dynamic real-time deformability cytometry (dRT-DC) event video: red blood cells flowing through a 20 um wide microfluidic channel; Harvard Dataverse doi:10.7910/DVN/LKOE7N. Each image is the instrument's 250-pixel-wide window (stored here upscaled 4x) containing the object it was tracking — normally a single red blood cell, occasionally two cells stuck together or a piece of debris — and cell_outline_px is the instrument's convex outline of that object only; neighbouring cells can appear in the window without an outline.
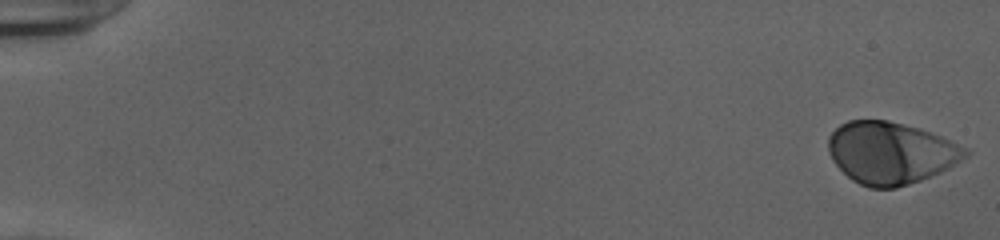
{"species": "human", "species_latin": "Homo sapiens", "temperature_condition": "cold", "stored_images_in_passage": 53, "camera_frame_rate_fps": 3000, "um_per_image_px": 0.085, "donor": {"sex": "female"}, "frame": {"image": 1, "passage_image": 1, "time_ms": 0.0, "image_size_px": [1000, 240], "cell_outline_px": [[972, 152], [968, 156], [948, 168], [940, 172], [920, 180], [896, 188], [868, 188], [852, 180], [832, 160], [828, 152], [828, 136], [840, 124], [848, 120], [888, 120], [920, 128], [940, 136], [968, 148]], "centroid_in_image_um": [75.71, 12.99], "position_along_channel_um": 9.3, "area_um2": 49.59}}
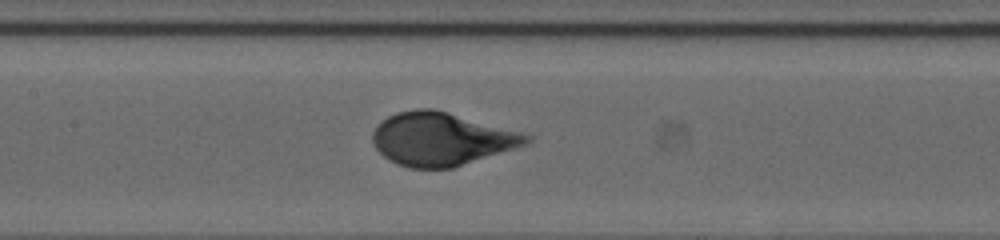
{"frame": {"image": 2, "passage_image": 27, "time_ms": 8.667, "image_size_px": [1000, 240], "cell_outline_px": [[532, 140], [524, 144], [452, 168], [408, 168], [396, 164], [388, 160], [376, 148], [372, 140], [372, 132], [388, 116], [396, 112], [416, 108], [432, 108], [448, 112], [520, 132], [532, 136]], "centroid_in_image_um": [37.45, 11.81], "position_along_channel_um": 169.9, "area_um2": 46.93}}
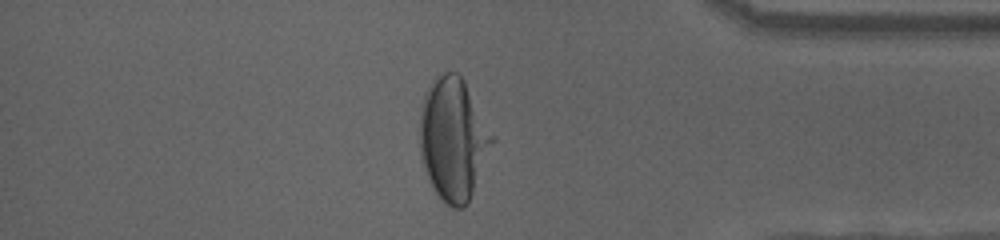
{"frame": {"image": 3, "passage_image": 46, "time_ms": 15.0, "image_size_px": [1000, 240], "cell_outline_px": [[496, 140], [472, 192], [464, 208], [452, 208], [436, 192], [424, 168], [420, 156], [420, 104], [424, 92], [432, 80], [444, 72], [456, 72], [464, 80], [496, 136]], "centroid_in_image_um": [38.54, 11.76], "position_along_channel_um": 396.7, "area_um2": 51.79}}